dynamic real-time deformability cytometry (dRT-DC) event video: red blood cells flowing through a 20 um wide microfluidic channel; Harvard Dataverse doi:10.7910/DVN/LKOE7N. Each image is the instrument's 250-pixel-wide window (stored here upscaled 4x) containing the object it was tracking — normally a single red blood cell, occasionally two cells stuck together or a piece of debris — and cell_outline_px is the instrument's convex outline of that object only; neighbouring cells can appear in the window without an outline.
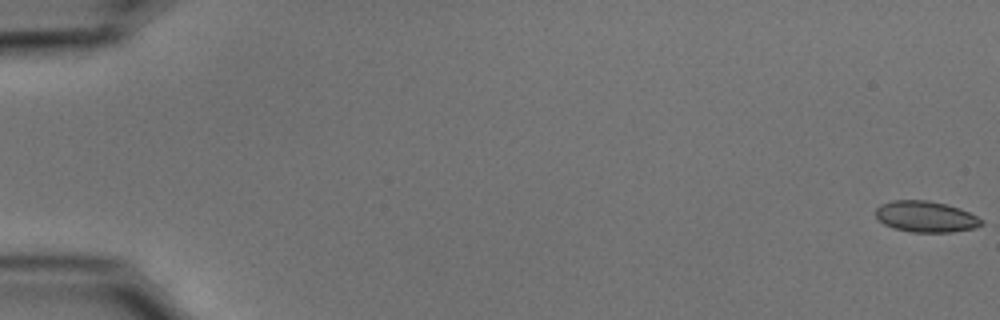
{"species": "common noctule bat (a hibernating species)", "species_latin": "Nyctalus noctula", "temperature_condition": "cold", "stored_images_in_passage": 56, "camera_frame_rate_fps": 3000, "um_per_image_px": 0.085, "animal": {"sex": "male", "body_mass_g": 15.6}, "frame": {"image": 1, "passage_image": 1, "time_ms": 0.0, "image_size_px": [1000, 320], "cell_outline_px": [[984, 224], [976, 228], [952, 232], [912, 232], [892, 228], [884, 224], [876, 216], [876, 208], [880, 204], [892, 200], [928, 200], [960, 208], [984, 220]], "centroid_in_image_um": [78.7, 18.42], "position_along_channel_um": 6.3, "area_um2": 19.25}}
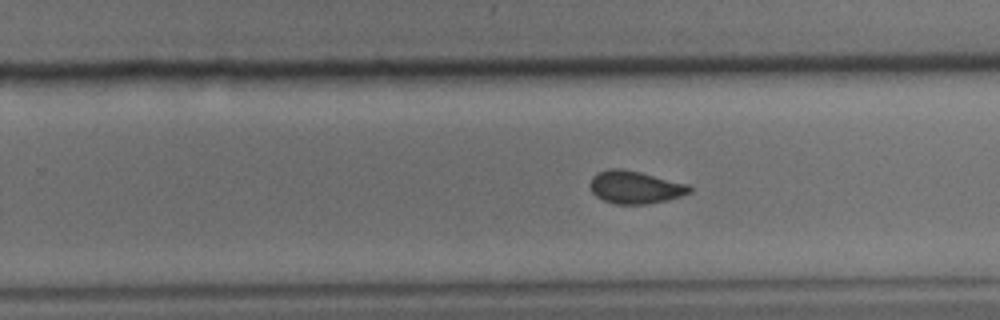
{"frame": {"image": 2, "passage_image": 36, "time_ms": 11.667, "image_size_px": [1000, 320], "cell_outline_px": [[692, 192], [680, 196], [664, 200], [644, 204], [616, 204], [604, 200], [596, 196], [592, 192], [588, 184], [592, 176], [596, 172], [608, 168], [620, 168], [640, 172], [688, 184], [692, 188]], "centroid_in_image_um": [53.94, 15.9], "position_along_channel_um": 275.9, "area_um2": 18.96}}
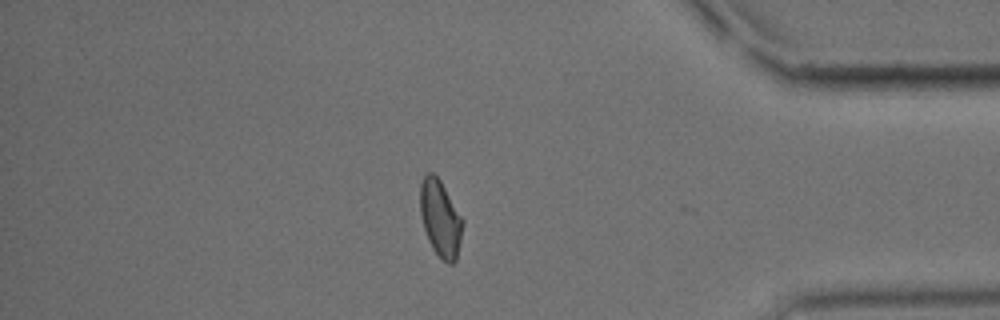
{"frame": {"image": 3, "passage_image": 48, "time_ms": 15.667, "image_size_px": [1000, 320], "cell_outline_px": [[464, 224], [456, 260], [452, 264], [448, 264], [432, 248], [428, 240], [424, 228], [420, 212], [420, 184], [424, 176], [428, 172], [432, 172], [440, 180], [464, 220]], "centroid_in_image_um": [37.44, 18.56], "position_along_channel_um": 397.8, "area_um2": 18.9}, "authors_computed_cell_mechanics": {"area_um2": 19.0451, "velocity_mm_per_s": 3.7035, "shape_relaxation_time_tau1_ms": 4.69, "shape_relaxation_time_tau2_ms": 1.0879, "deformation_change_tau1": 0.0984, "deformation_change_tau2": 0.0498}}